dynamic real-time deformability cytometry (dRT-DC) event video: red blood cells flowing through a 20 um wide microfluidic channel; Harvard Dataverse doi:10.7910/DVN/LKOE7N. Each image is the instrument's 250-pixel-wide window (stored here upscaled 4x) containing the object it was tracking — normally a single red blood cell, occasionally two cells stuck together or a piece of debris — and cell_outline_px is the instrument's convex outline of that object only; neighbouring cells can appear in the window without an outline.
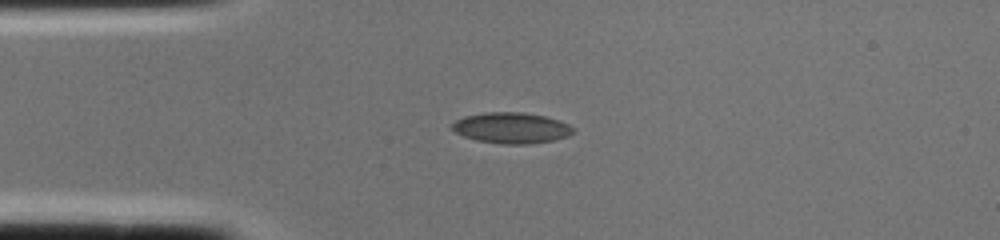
{"species": "common noctule bat (a hibernating species)", "species_latin": "Nyctalus noctula", "temperature_condition": "cold", "stored_images_in_passage": 1, "camera_frame_rate_fps": 3000, "um_per_image_px": 0.085, "animal": {"sex": "female", "body_mass_g": 22.0, "forearm_length_mm": 56.7}, "frame": {"image": 1, "passage_image": 1, "time_ms": 0.0, "image_size_px": [1000, 240], "cell_outline_px": [[572, 132], [568, 136], [552, 140], [528, 144], [500, 144], [476, 140], [464, 136], [456, 132], [452, 128], [452, 124], [456, 120], [464, 116], [484, 112], [520, 112], [544, 116], [560, 120], [568, 124], [572, 128]], "centroid_in_image_um": [43.44, 10.87], "position_along_channel_um": 41.6, "area_um2": 21.62}}